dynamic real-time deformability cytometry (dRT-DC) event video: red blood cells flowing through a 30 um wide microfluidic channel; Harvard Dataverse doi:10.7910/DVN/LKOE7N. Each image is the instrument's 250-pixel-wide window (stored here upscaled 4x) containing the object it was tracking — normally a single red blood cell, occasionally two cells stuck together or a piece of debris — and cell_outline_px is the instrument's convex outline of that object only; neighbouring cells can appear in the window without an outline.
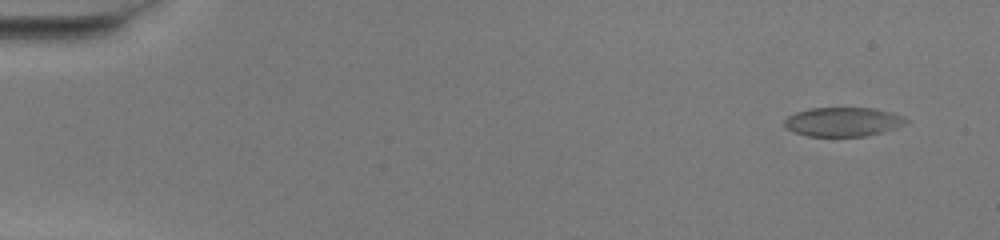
{"species": "common noctule bat (a hibernating species)", "species_latin": "Nyctalus noctula", "temperature_condition": "warm", "stored_images_in_passage": 51, "camera_frame_rate_fps": 3000, "um_per_image_px": 0.085, "animal": {"sex": "female", "body_mass_g": 20.0, "forearm_length_mm": 54.0}, "frame": {"image": 1, "passage_image": 4, "time_ms": 1.0, "image_size_px": [1000, 240], "cell_outline_px": [[908, 124], [896, 128], [868, 136], [808, 136], [792, 132], [784, 124], [784, 120], [788, 116], [796, 112], [808, 108], [872, 108], [892, 112], [904, 116], [908, 120]], "centroid_in_image_um": [71.68, 10.35], "position_along_channel_um": 13.3, "area_um2": 20.81}}
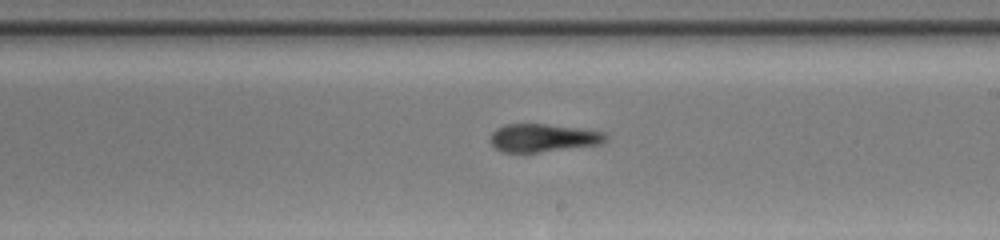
{"frame": {"image": 2, "passage_image": 31, "time_ms": 10.0, "image_size_px": [1000, 240], "cell_outline_px": [[608, 140], [600, 144], [540, 152], [504, 152], [496, 148], [488, 140], [492, 132], [496, 128], [504, 124], [544, 124], [580, 128], [604, 132], [608, 136]], "centroid_in_image_um": [46.15, 11.71], "position_along_channel_um": 242.8, "area_um2": 18.9}}
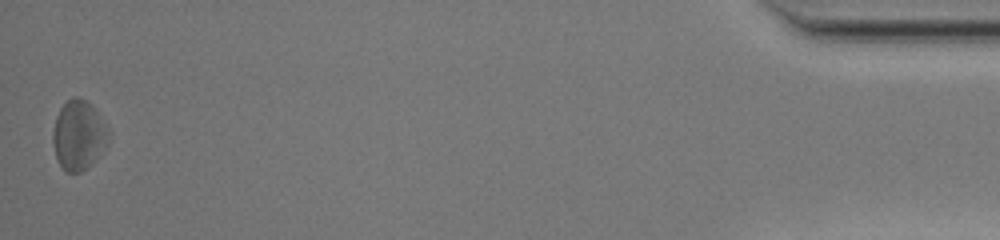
{"frame": {"image": 3, "passage_image": 51, "time_ms": 16.667, "image_size_px": [1000, 240], "cell_outline_px": [[112, 132], [104, 148], [96, 160], [80, 172], [68, 172], [56, 160], [52, 144], [52, 132], [56, 116], [60, 108], [72, 96], [80, 96], [92, 104]], "centroid_in_image_um": [6.69, 11.45], "position_along_channel_um": 428.5, "area_um2": 22.95}, "authors_computed_cell_mechanics": {"area_um2": 20.23, "velocity_mm_per_s": 4.0937, "shape_relaxation_time_tau1_ms": 6.4777, "shape_relaxation_time_tau2_ms": 7.0569, "deformation_change_tau1": 0.1762, "deformation_change_tau2": 0.2263}}